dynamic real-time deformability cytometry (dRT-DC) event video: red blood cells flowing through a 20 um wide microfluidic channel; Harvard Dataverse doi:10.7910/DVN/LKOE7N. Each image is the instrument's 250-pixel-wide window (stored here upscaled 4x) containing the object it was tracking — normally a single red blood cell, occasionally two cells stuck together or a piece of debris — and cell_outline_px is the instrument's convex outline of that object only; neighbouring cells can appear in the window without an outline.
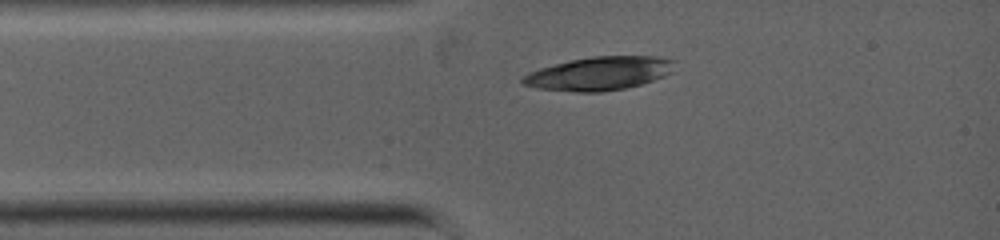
{"species": "common noctule bat (a hibernating species)", "species_latin": "Nyctalus noctula", "temperature_condition": "warm", "stored_images_in_passage": 5, "camera_frame_rate_fps": 5000, "um_per_image_px": 0.085, "animal": {"sex": "female", "body_mass_g": 19.0, "forearm_length_mm": 53.3}, "frame": {"image": 1, "passage_image": 5, "time_ms": 0.8, "image_size_px": [1000, 240], "cell_outline_px": [[676, 60], [672, 72], [664, 76], [640, 84], [624, 88], [600, 92], [576, 92], [536, 88], [524, 84], [520, 80], [528, 72], [540, 68], [572, 60], [592, 56], [656, 56]], "centroid_in_image_um": [50.95, 6.24], "position_along_channel_um": 34.1, "area_um2": 29.48}}